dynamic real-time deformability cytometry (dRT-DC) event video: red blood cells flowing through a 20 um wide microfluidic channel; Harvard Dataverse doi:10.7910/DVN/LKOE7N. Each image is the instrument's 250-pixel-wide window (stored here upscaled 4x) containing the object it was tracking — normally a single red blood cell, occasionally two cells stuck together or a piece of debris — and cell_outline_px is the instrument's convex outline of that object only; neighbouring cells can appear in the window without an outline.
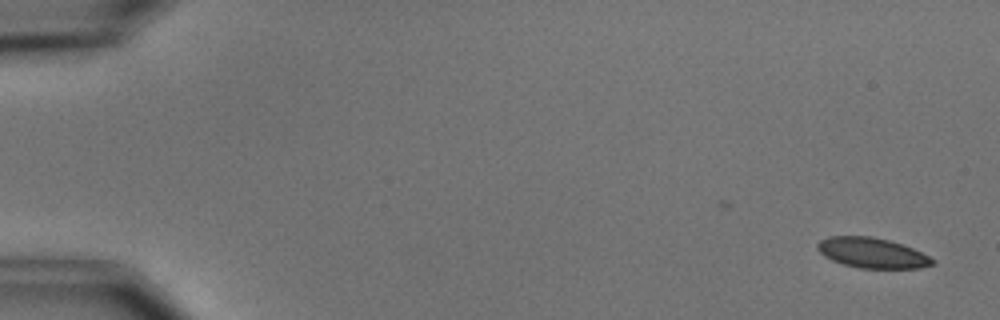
{"species": "common noctule bat (a hibernating species)", "species_latin": "Nyctalus noctula", "temperature_condition": "cold", "stored_images_in_passage": 2, "camera_frame_rate_fps": 3000, "um_per_image_px": 0.085, "animal": {"sex": "male", "body_mass_g": 15.6}, "frame": {"image": 1, "passage_image": 2, "time_ms": 1.333, "image_size_px": [1000, 320], "cell_outline_px": [[936, 264], [920, 268], [860, 268], [844, 264], [832, 260], [824, 256], [816, 248], [816, 244], [820, 240], [828, 236], [872, 236], [888, 240], [912, 248], [936, 260]], "centroid_in_image_um": [74.12, 21.49], "position_along_channel_um": 10.9, "area_um2": 20.23}}